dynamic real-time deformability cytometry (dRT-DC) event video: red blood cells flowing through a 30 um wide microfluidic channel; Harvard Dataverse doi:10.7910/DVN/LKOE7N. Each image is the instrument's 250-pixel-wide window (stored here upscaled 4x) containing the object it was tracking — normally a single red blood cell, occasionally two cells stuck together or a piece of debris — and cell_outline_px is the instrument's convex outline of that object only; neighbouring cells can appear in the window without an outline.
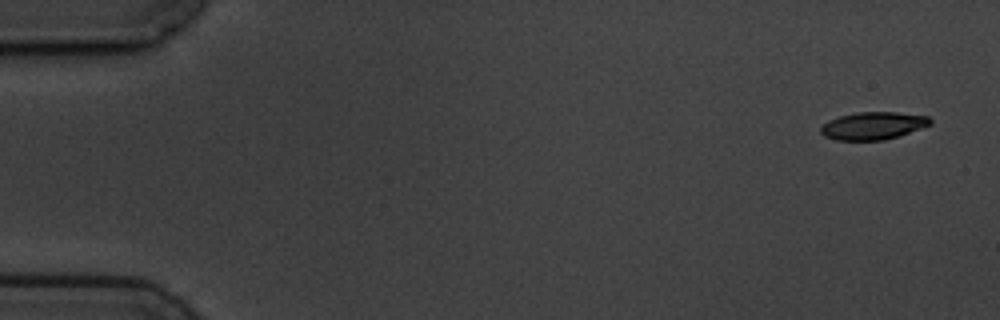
{"species": "common noctule bat (a hibernating species)", "species_latin": "Nyctalus noctula", "temperature_condition": "cold", "stored_images_in_passage": 5, "camera_frame_rate_fps": 3000, "um_per_image_px": 0.085, "animal": {"sex": "male", "body_mass_g": 19.5, "forearm_length_mm": 54.6}, "frame": {"image": 1, "passage_image": 1, "time_ms": 0.0, "image_size_px": [1000, 320], "cell_outline_px": [[932, 124], [884, 140], [836, 140], [824, 136], [820, 132], [820, 128], [828, 120], [840, 116], [856, 112], [896, 112], [928, 116], [932, 120]], "centroid_in_image_um": [74.19, 10.68], "position_along_channel_um": 10.8, "area_um2": 17.46}}
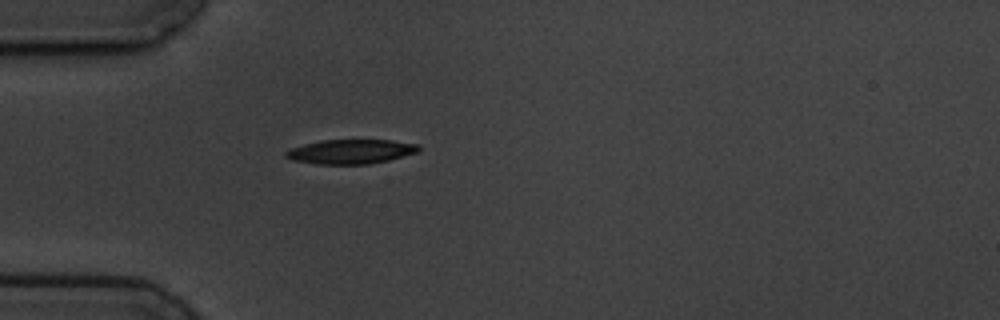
{"frame": {"image": 2, "passage_image": 5, "time_ms": 4.667, "image_size_px": [1000, 320], "cell_outline_px": [[420, 148], [416, 152], [388, 160], [368, 164], [316, 164], [292, 160], [284, 156], [284, 152], [288, 148], [320, 140], [388, 140], [416, 144]], "centroid_in_image_um": [29.72, 12.88], "position_along_channel_um": 55.3, "area_um2": 18.79}}